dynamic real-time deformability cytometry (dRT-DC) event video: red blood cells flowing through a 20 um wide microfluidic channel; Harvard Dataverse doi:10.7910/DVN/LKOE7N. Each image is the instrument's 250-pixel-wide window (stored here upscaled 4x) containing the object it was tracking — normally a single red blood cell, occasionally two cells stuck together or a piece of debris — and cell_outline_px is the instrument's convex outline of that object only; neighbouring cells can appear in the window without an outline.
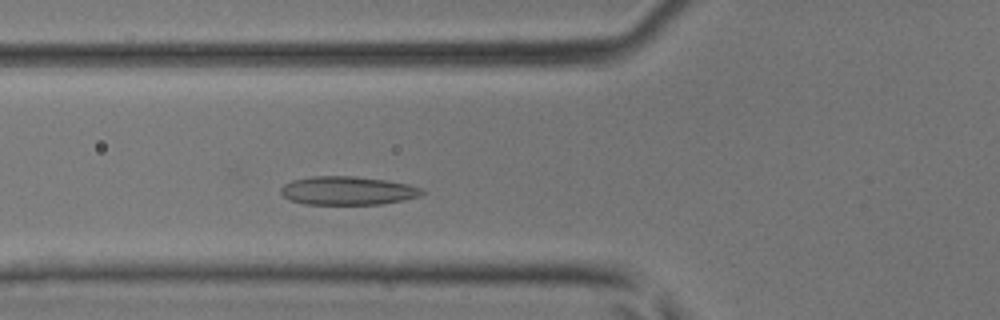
{"species": "common noctule bat (a hibernating species)", "species_latin": "Nyctalus noctula", "temperature_condition": "room temperature", "stored_images_in_passage": 39, "camera_frame_rate_fps": 3000, "um_per_image_px": 0.085, "animal": {"sex": "male", "body_mass_g": 17.9, "forearm_length_mm": 54.2}, "frame": {"image": 1, "passage_image": 10, "time_ms": 3.0, "image_size_px": [1000, 320], "cell_outline_px": [[424, 192], [420, 196], [404, 200], [380, 204], [304, 204], [288, 200], [280, 192], [280, 188], [284, 184], [292, 180], [312, 176], [352, 176], [384, 180], [408, 184], [420, 188]], "centroid_in_image_um": [29.51, 16.21], "position_along_channel_um": 96.3, "area_um2": 23.41}}
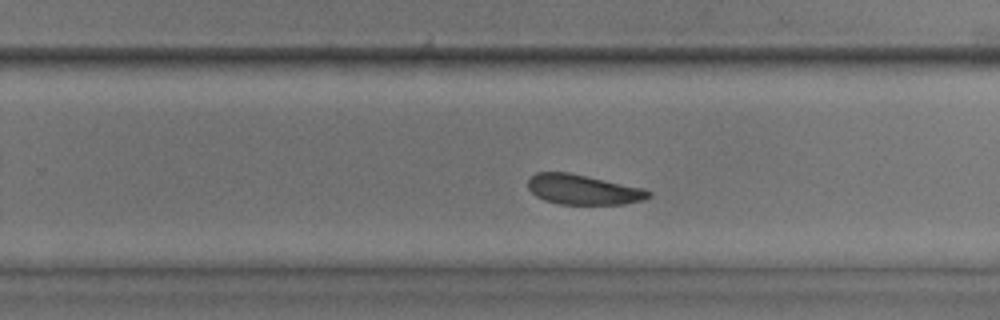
{"frame": {"image": 2, "passage_image": 23, "time_ms": 7.333, "image_size_px": [1000, 320], "cell_outline_px": [[652, 196], [644, 200], [624, 204], [560, 204], [544, 200], [536, 196], [528, 188], [528, 180], [536, 172], [568, 172], [644, 188], [652, 192]], "centroid_in_image_um": [49.59, 16.12], "position_along_channel_um": 280.2, "area_um2": 21.1}}
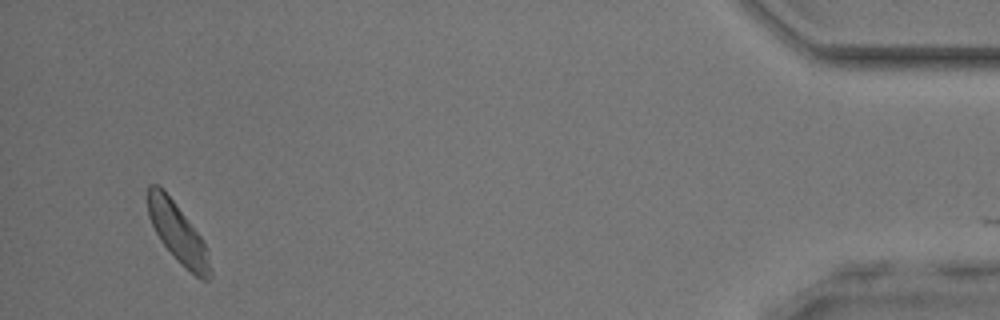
{"frame": {"image": 3, "passage_image": 38, "time_ms": 12.333, "image_size_px": [1000, 320], "cell_outline_px": [[212, 276], [208, 280], [200, 280], [160, 240], [148, 216], [148, 184], [160, 184], [164, 188], [200, 236], [204, 244], [212, 272]], "centroid_in_image_um": [15.09, 19.73], "position_along_channel_um": 420.1, "area_um2": 20.81}}